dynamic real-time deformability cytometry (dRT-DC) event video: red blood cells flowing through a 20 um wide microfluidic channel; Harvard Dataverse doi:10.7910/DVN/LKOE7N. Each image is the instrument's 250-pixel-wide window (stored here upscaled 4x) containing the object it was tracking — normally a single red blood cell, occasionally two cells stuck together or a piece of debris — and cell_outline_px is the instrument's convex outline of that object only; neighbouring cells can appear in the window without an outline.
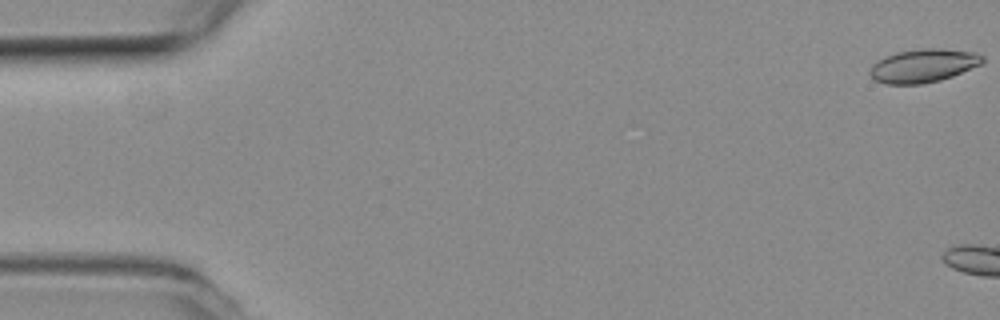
{"species": "common noctule bat (a hibernating species)", "species_latin": "Nyctalus noctula", "temperature_condition": "room temperature", "stored_images_in_passage": 4, "camera_frame_rate_fps": 3000, "um_per_image_px": 0.085, "animal": {"sex": "female", "body_mass_g": 19.3, "forearm_length_mm": 54.1}, "frame": {"image": 1, "passage_image": 1, "time_ms": 0.0, "image_size_px": [1000, 320], "cell_outline_px": [[984, 60], [980, 64], [952, 76], [940, 80], [920, 84], [884, 84], [876, 80], [868, 72], [872, 64], [884, 56], [896, 52], [924, 48], [936, 48], [976, 52], [984, 56]], "centroid_in_image_um": [78.45, 5.57], "position_along_channel_um": 6.5, "area_um2": 21.85}}